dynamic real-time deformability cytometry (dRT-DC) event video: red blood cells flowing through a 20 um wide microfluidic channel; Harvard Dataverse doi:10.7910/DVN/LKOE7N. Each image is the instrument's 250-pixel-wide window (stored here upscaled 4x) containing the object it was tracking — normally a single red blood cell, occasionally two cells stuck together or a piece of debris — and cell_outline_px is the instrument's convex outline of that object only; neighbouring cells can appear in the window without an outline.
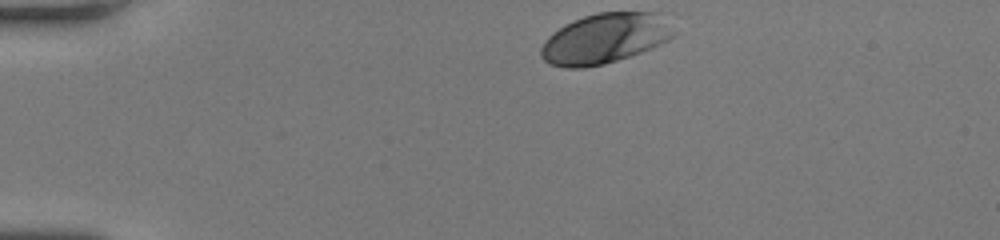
{"species": "human", "species_latin": "Homo sapiens", "temperature_condition": "room temperature", "stored_images_in_passage": 33, "camera_frame_rate_fps": 3000, "um_per_image_px": 0.085, "donor": {"sex": "female"}, "frame": {"image": 1, "passage_image": 1, "time_ms": 0.0, "image_size_px": [1000, 240], "cell_outline_px": [[676, 36], [652, 48], [604, 64], [584, 68], [564, 68], [548, 64], [540, 56], [540, 48], [548, 36], [552, 32], [564, 24], [584, 16], [596, 12], [660, 12], [676, 32]], "centroid_in_image_um": [51.41, 3.27], "position_along_channel_um": 33.6, "area_um2": 39.13}}
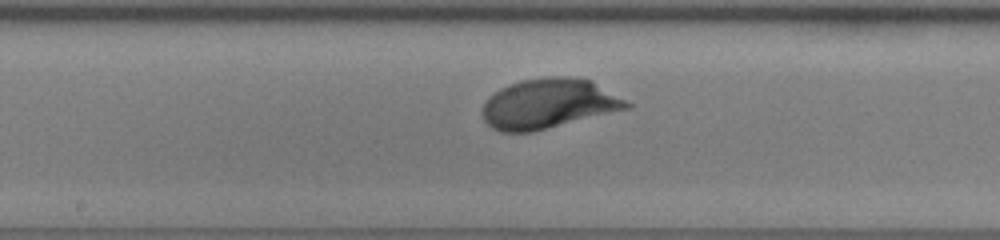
{"frame": {"image": 2, "passage_image": 18, "time_ms": 5.667, "image_size_px": [1000, 240], "cell_outline_px": [[632, 108], [532, 132], [500, 132], [492, 128], [484, 120], [484, 104], [488, 96], [500, 88], [508, 84], [520, 80], [548, 76], [568, 76], [592, 80], [632, 104]], "centroid_in_image_um": [46.64, 8.81], "position_along_channel_um": 201.6, "area_um2": 42.08}}
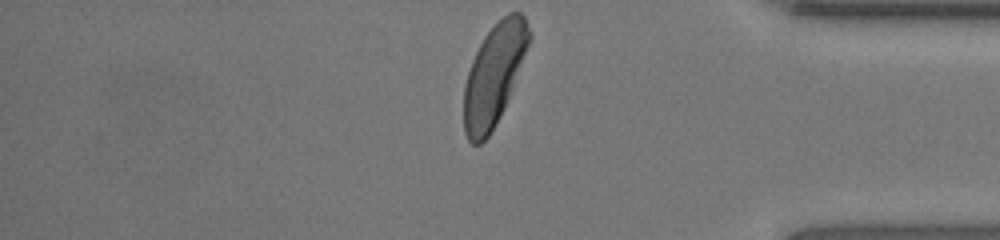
{"frame": {"image": 3, "passage_image": 33, "time_ms": 10.667, "image_size_px": [1000, 240], "cell_outline_px": [[532, 36], [508, 100], [504, 108], [488, 136], [480, 144], [472, 144], [468, 140], [464, 132], [464, 84], [472, 60], [484, 36], [508, 12], [520, 12], [524, 16], [532, 32]], "centroid_in_image_um": [42.0, 6.35], "position_along_channel_um": 393.2, "area_um2": 38.03}, "authors_computed_cell_mechanics": {"area_um2": 38.9572, "velocity_mm_per_s": 4.1851, "shape_relaxation_time_tau1_ms": 1.6615, "shape_relaxation_time_tau2_ms": null, "deformation_change_tau1": 0.1059, "deformation_change_tau2": null}}